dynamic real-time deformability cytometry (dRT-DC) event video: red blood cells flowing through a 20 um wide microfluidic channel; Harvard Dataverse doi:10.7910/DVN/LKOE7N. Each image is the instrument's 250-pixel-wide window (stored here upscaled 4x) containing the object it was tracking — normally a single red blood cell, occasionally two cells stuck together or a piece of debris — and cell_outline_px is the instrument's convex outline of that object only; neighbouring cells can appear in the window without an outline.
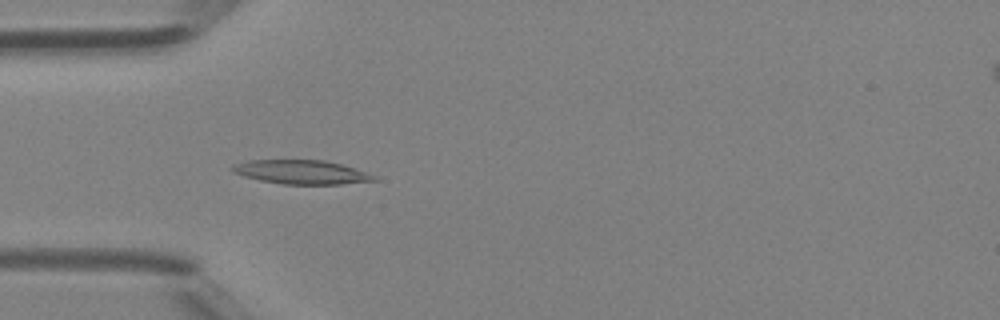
{"species": "Egyptian fruit bat (a non-hibernating species)", "species_latin": "Rousettus aegyptiacus", "temperature_condition": "room temperature", "stored_images_in_passage": 35, "camera_frame_rate_fps": 3000, "um_per_image_px": 0.085, "animal": {"sex": "female"}, "frame": {"image": 1, "passage_image": 10, "time_ms": 3.0, "image_size_px": [1000, 320], "cell_outline_px": [[380, 180], [340, 184], [284, 184], [260, 180], [244, 176], [232, 172], [228, 168], [232, 164], [248, 160], [324, 160], [340, 164], [376, 176]], "centroid_in_image_um": [25.55, 14.62], "position_along_channel_um": 59.4, "area_um2": 19.71}}
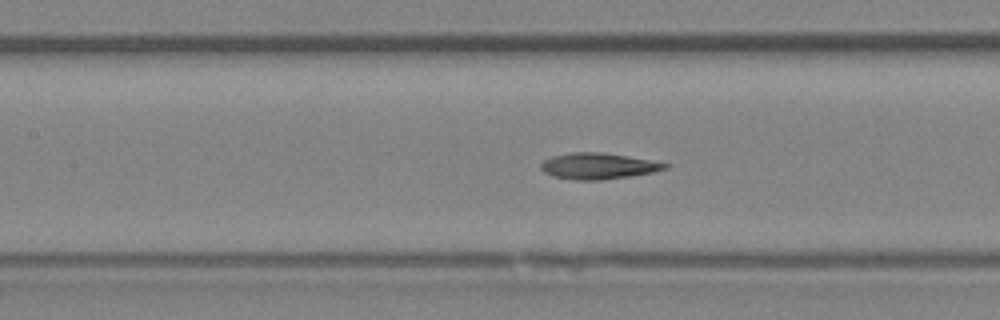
{"frame": {"image": 2, "passage_image": 17, "time_ms": 5.333, "image_size_px": [1000, 320], "cell_outline_px": [[672, 164], [668, 168], [652, 172], [628, 176], [600, 180], [576, 180], [552, 176], [544, 172], [540, 168], [540, 164], [544, 160], [552, 156], [572, 152], [604, 152], [628, 156]], "centroid_in_image_um": [50.84, 14.1], "position_along_channel_um": 156.6, "area_um2": 18.9}}
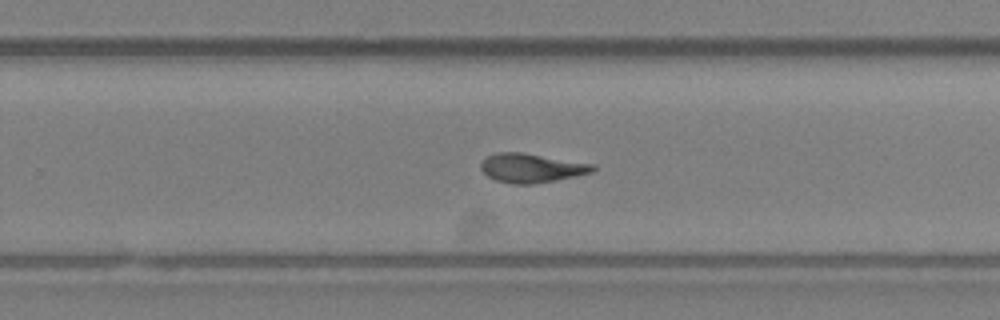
{"frame": {"image": 3, "passage_image": 26, "time_ms": 8.333, "image_size_px": [1000, 320], "cell_outline_px": [[596, 168], [592, 172], [576, 176], [532, 184], [512, 184], [496, 180], [488, 176], [480, 168], [480, 164], [488, 156], [496, 152], [520, 152], [596, 164]], "centroid_in_image_um": [45.19, 14.27], "position_along_channel_um": 284.6, "area_um2": 18.84}, "authors_computed_cell_mechanics": {"area_um2": 18.9584, "velocity_mm_per_s": 4.3016, "shape_relaxation_time_tau1_ms": 6.3388, "shape_relaxation_time_tau2_ms": 2.0445, "deformation_change_tau1": 0.1963, "deformation_change_tau2": 0.096}}